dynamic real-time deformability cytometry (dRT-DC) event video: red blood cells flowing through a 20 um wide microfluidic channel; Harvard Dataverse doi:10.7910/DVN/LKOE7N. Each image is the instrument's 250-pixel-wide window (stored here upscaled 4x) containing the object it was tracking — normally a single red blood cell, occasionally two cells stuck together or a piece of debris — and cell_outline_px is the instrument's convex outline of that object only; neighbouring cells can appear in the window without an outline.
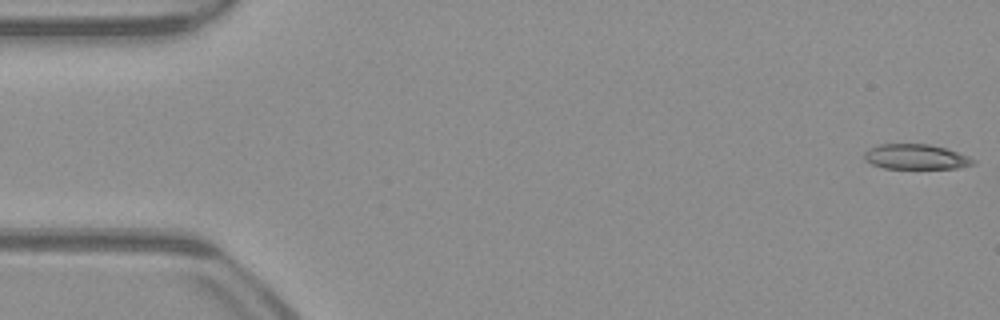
{"species": "common noctule bat (a hibernating species)", "species_latin": "Nyctalus noctula", "temperature_condition": "warm", "stored_images_in_passage": 7, "camera_frame_rate_fps": 3000, "um_per_image_px": 0.085, "animal": {"sex": "male", "body_mass_g": 23.1, "forearm_length_mm": 52.7}, "frame": {"image": 1, "passage_image": 1, "time_ms": 0.0, "image_size_px": [1000, 320], "cell_outline_px": [[976, 164], [960, 168], [884, 168], [872, 164], [864, 160], [864, 152], [868, 148], [880, 144], [928, 144], [944, 148], [968, 156], [976, 160]], "centroid_in_image_um": [77.84, 13.33], "position_along_channel_um": 7.2, "area_um2": 15.9}}